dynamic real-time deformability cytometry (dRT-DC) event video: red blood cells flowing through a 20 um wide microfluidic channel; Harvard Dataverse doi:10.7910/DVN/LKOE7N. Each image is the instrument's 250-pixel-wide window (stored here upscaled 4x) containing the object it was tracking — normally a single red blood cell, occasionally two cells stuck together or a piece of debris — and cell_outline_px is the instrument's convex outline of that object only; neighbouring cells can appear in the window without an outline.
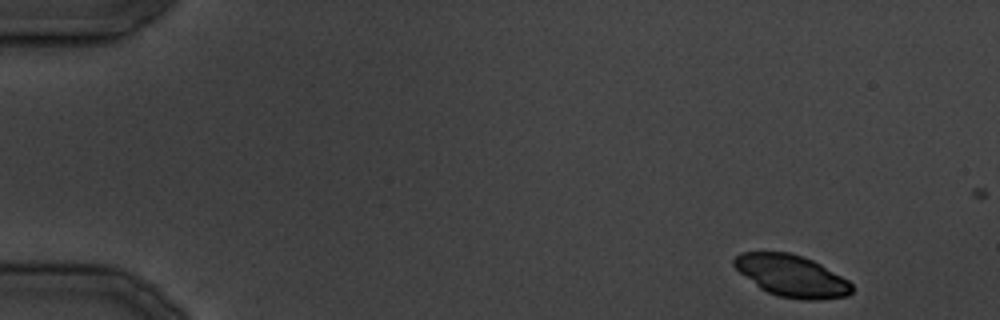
{"species": "common noctule bat (a hibernating species)", "species_latin": "Nyctalus noctula", "temperature_condition": "cold", "stored_images_in_passage": 10, "camera_frame_rate_fps": 3000, "um_per_image_px": 0.085, "animal": {"sex": "male", "body_mass_g": 19.5, "forearm_length_mm": 54.6}, "frame": {"image": 1, "passage_image": 1, "time_ms": 0.0, "image_size_px": [1000, 320], "cell_outline_px": [[852, 292], [848, 296], [820, 300], [808, 300], [776, 296], [760, 288], [740, 272], [732, 264], [732, 260], [740, 252], [788, 252], [804, 256], [820, 264], [848, 280], [852, 284]], "centroid_in_image_um": [67.29, 23.45], "position_along_channel_um": 17.7, "area_um2": 28.61}}